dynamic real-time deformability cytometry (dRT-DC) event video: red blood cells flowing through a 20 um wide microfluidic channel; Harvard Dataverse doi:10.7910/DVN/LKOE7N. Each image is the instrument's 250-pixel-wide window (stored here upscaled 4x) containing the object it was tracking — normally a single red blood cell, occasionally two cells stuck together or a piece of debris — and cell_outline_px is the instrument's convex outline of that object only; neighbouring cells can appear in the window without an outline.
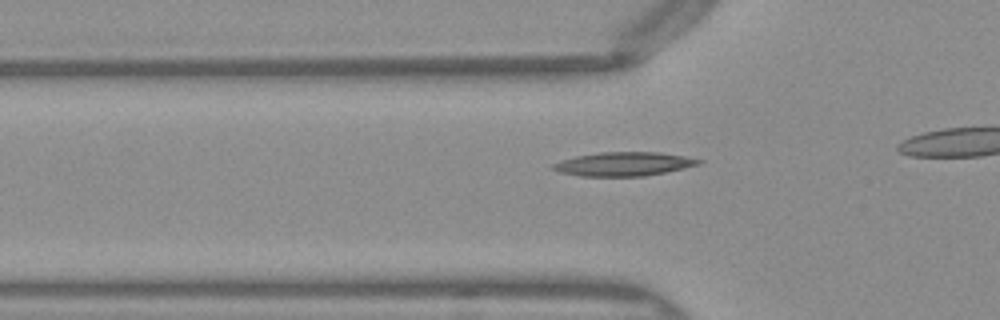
{"species": "Egyptian fruit bat (a non-hibernating species)", "species_latin": "Rousettus aegyptiacus", "temperature_condition": "warm", "stored_images_in_passage": 27, "camera_frame_rate_fps": 3000, "um_per_image_px": 0.085, "frame": {"image": 1, "passage_image": 9, "time_ms": 2.667, "image_size_px": [1000, 320], "cell_outline_px": [[704, 160], [700, 164], [664, 172], [644, 176], [580, 176], [560, 172], [552, 168], [552, 164], [576, 156], [600, 152], [660, 152], [684, 156]], "centroid_in_image_um": [53.03, 13.93], "position_along_channel_um": 72.8, "area_um2": 20.0}}
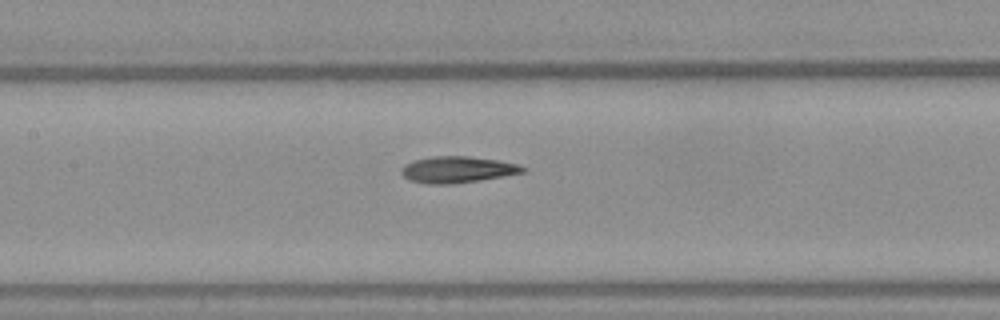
{"frame": {"image": 2, "passage_image": 16, "time_ms": 5.0, "image_size_px": [1000, 320], "cell_outline_px": [[528, 168], [524, 172], [504, 176], [480, 180], [452, 184], [428, 184], [412, 180], [404, 176], [400, 172], [400, 168], [404, 164], [416, 160], [432, 156], [468, 156], [496, 160], [516, 164]], "centroid_in_image_um": [38.87, 14.41], "position_along_channel_um": 168.5, "area_um2": 18.55}}
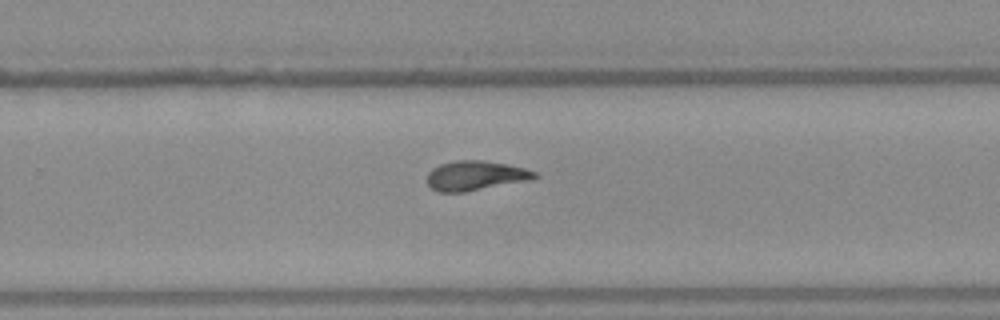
{"frame": {"image": 3, "passage_image": 25, "time_ms": 8.0, "image_size_px": [1000, 320], "cell_outline_px": [[540, 176], [532, 180], [464, 192], [436, 192], [424, 180], [428, 172], [432, 168], [440, 164], [456, 160], [484, 160], [524, 168], [536, 172]], "centroid_in_image_um": [40.39, 14.93], "position_along_channel_um": 289.4, "area_um2": 18.79}}